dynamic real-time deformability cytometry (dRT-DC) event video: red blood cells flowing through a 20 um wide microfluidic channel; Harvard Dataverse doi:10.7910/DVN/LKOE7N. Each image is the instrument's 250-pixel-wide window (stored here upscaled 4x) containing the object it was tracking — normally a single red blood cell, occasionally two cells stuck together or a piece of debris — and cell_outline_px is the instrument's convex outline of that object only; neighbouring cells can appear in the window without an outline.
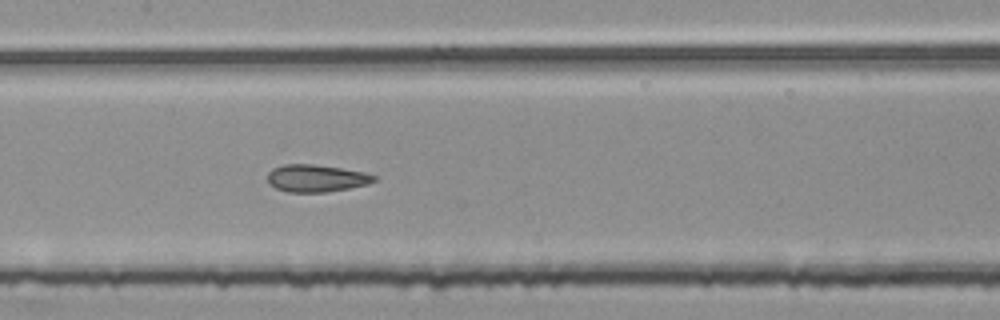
{"species": "common noctule bat (a hibernating species)", "species_latin": "Nyctalus noctula", "temperature_condition": "room temperature", "stored_images_in_passage": 47, "segment_of_instrument_passage": [2, 2], "camera_frame_rate_fps": 3000, "um_per_image_px": 0.085, "animal": {"sex": "female", "body_mass_g": 25.1}, "frame": {"image": 1, "passage_image": 19, "time_ms": 6.0, "image_size_px": [1000, 320], "cell_outline_px": [[376, 180], [368, 184], [348, 188], [324, 192], [288, 192], [276, 188], [268, 180], [268, 172], [272, 168], [284, 164], [316, 164], [364, 172], [376, 176]], "centroid_in_image_um": [26.88, 15.14], "position_along_channel_um": 180.5, "area_um2": 16.82}}
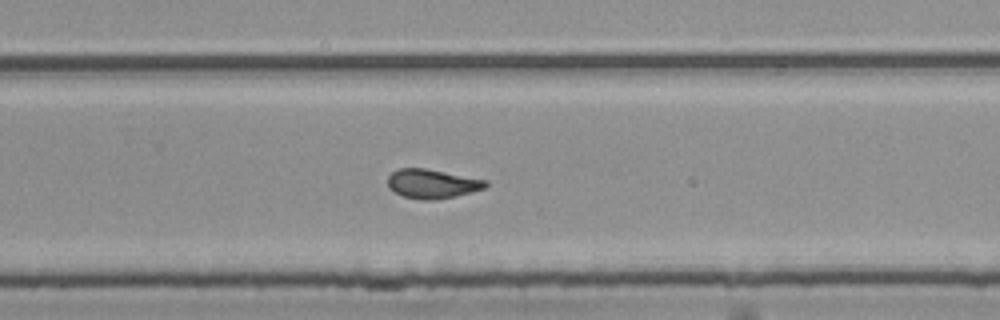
{"frame": {"image": 2, "passage_image": 28, "time_ms": 9.0, "image_size_px": [1000, 320], "cell_outline_px": [[488, 184], [484, 188], [456, 196], [432, 200], [420, 200], [404, 196], [388, 188], [388, 176], [392, 172], [400, 168], [424, 168], [488, 180]], "centroid_in_image_um": [36.73, 15.62], "position_along_channel_um": 293.1, "area_um2": 16.53}}
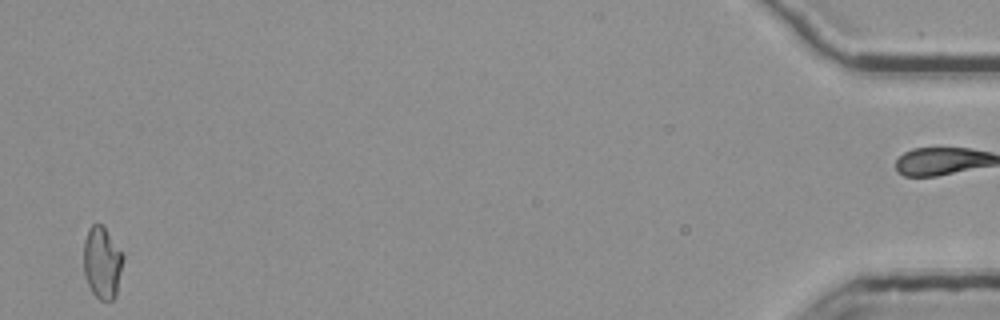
{"frame": {"image": 3, "passage_image": 46, "time_ms": 15.0, "image_size_px": [1000, 320], "cell_outline_px": [[124, 256], [116, 296], [112, 300], [100, 300], [92, 292], [84, 276], [84, 240], [88, 228], [92, 224], [100, 224], [104, 228]], "centroid_in_image_um": [8.67, 22.35], "position_along_channel_um": 426.5, "area_um2": 16.36}}